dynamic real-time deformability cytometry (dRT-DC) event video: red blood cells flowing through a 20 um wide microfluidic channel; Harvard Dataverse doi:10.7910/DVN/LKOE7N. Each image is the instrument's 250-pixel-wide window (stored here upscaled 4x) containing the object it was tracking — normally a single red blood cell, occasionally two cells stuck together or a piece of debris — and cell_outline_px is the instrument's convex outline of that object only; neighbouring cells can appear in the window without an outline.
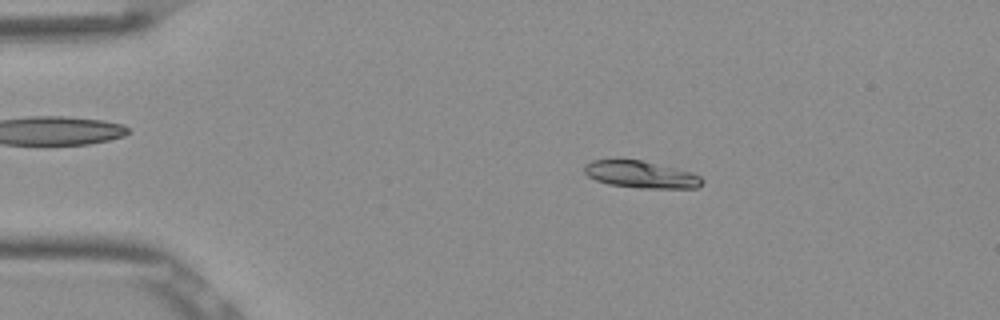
{"species": "Egyptian fruit bat (a non-hibernating species)", "species_latin": "Rousettus aegyptiacus", "temperature_condition": "room temperature", "stored_images_in_passage": 51, "camera_frame_rate_fps": 3000, "um_per_image_px": 0.085, "frame": {"image": 1, "passage_image": 9, "time_ms": 2.667, "image_size_px": [1000, 320], "cell_outline_px": [[704, 180], [696, 188], [640, 188], [608, 184], [596, 180], [588, 176], [584, 172], [584, 164], [592, 160], [640, 160], [692, 172], [700, 176]], "centroid_in_image_um": [54.46, 14.84], "position_along_channel_um": 30.5, "area_um2": 18.38}}
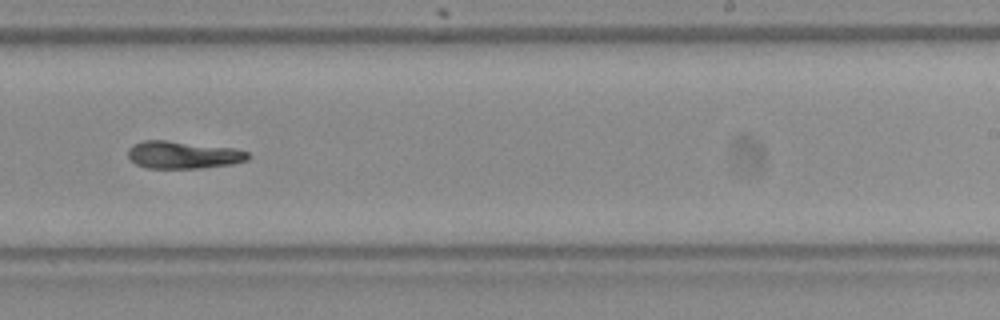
{"frame": {"image": 2, "passage_image": 32, "time_ms": 10.333, "image_size_px": [1000, 320], "cell_outline_px": [[252, 156], [248, 160], [232, 164], [200, 168], [148, 168], [136, 164], [128, 156], [128, 148], [132, 144], [144, 140], [168, 140], [236, 148], [248, 152]], "centroid_in_image_um": [15.59, 13.15], "position_along_channel_um": 273.4, "area_um2": 19.42}}
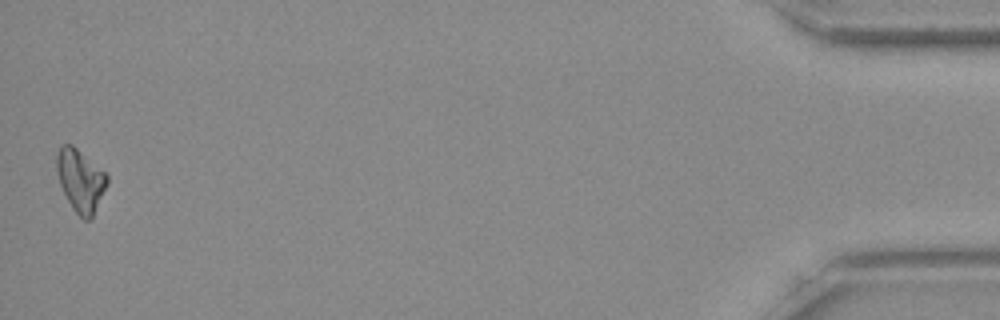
{"frame": {"image": 3, "passage_image": 51, "time_ms": 16.667, "image_size_px": [1000, 320], "cell_outline_px": [[108, 184], [92, 216], [88, 220], [84, 220], [72, 208], [60, 184], [56, 172], [56, 156], [60, 144], [72, 144], [104, 172], [108, 176]], "centroid_in_image_um": [6.82, 15.31], "position_along_channel_um": 428.4, "area_um2": 18.09}}